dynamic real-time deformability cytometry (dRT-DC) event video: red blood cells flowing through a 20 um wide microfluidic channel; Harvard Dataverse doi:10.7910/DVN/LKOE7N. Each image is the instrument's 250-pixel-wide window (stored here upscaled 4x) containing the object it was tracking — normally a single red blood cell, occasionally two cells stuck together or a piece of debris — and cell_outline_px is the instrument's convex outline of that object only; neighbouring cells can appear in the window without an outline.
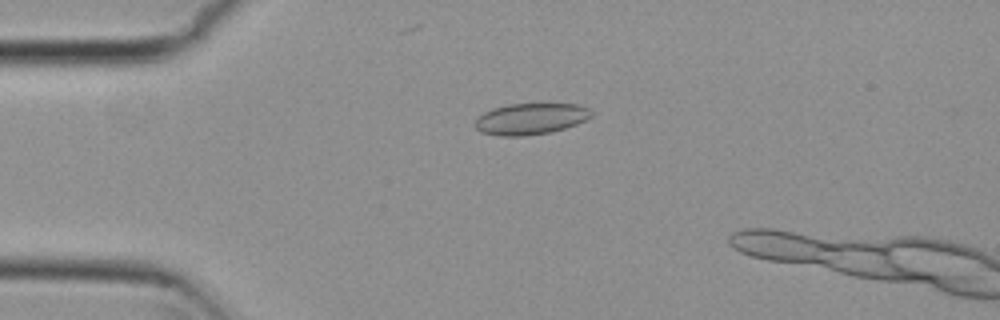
{"species": "common noctule bat (a hibernating species)", "species_latin": "Nyctalus noctula", "temperature_condition": "cold", "stored_images_in_passage": 6, "camera_frame_rate_fps": 3000, "um_per_image_px": 0.085, "animal": {"sex": "female", "body_mass_g": 29.2, "forearm_length_mm": 56.3}, "frame": {"image": 1, "passage_image": 4, "time_ms": 1.0, "image_size_px": [1000, 320], "cell_outline_px": [[592, 116], [576, 124], [552, 132], [524, 136], [500, 136], [480, 132], [472, 124], [484, 112], [492, 108], [508, 104], [580, 104], [588, 108], [592, 112]], "centroid_in_image_um": [45.08, 10.1], "position_along_channel_um": 39.9, "area_um2": 21.27}}